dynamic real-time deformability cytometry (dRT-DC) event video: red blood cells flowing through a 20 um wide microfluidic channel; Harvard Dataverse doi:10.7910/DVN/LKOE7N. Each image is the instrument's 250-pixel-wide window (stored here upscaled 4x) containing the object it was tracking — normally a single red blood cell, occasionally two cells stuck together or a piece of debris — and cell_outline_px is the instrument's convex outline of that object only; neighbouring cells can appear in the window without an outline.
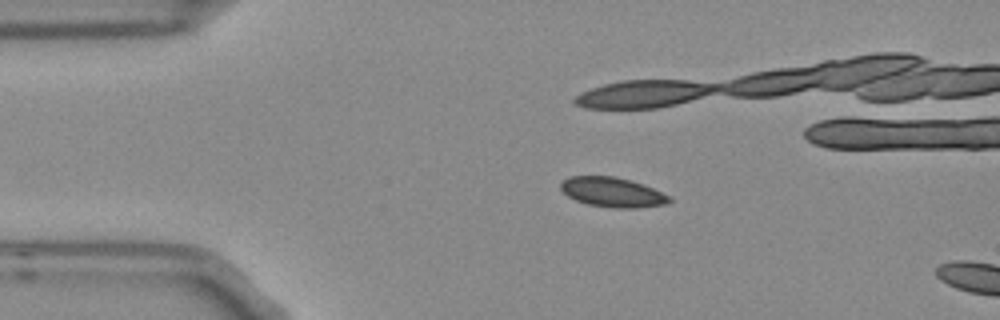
{"species": "Egyptian fruit bat (a non-hibernating species)", "species_latin": "Rousettus aegyptiacus", "temperature_condition": "room temperature", "stored_images_in_passage": 3, "camera_frame_rate_fps": 3000, "um_per_image_px": 0.085, "frame": {"image": 1, "passage_image": 2, "time_ms": 0.333, "image_size_px": [1000, 320], "cell_outline_px": [[672, 200], [664, 204], [636, 208], [616, 208], [588, 204], [576, 200], [568, 196], [560, 188], [560, 184], [568, 176], [616, 176], [632, 180], [644, 184], [668, 196]], "centroid_in_image_um": [52.03, 16.32], "position_along_channel_um": 33.0, "area_um2": 18.67}}